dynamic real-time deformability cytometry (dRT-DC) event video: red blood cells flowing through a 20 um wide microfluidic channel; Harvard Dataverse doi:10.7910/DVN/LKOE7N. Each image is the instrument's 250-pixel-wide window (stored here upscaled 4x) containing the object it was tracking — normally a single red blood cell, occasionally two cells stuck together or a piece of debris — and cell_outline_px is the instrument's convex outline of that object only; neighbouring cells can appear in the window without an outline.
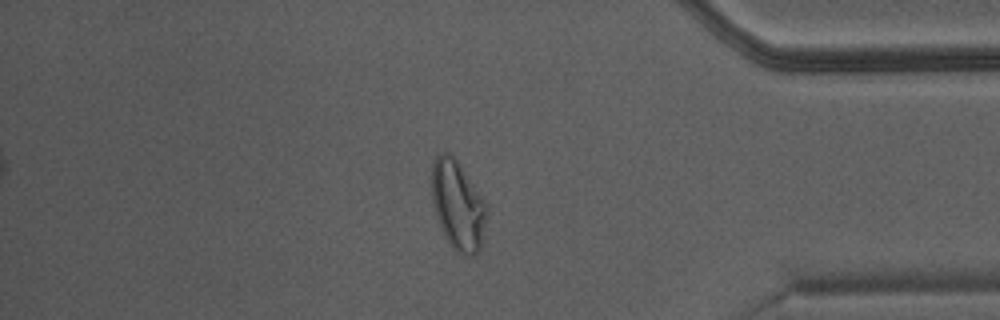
{"species": "Egyptian fruit bat (a non-hibernating species)", "species_latin": "Rousettus aegyptiacus", "temperature_condition": "warm", "stored_images_in_passage": 46, "camera_frame_rate_fps": 3000, "um_per_image_px": 0.085, "animal": {"sex": "male"}, "frame": {"image": 1, "passage_image": 40, "time_ms": 13.0, "image_size_px": [1000, 320], "cell_outline_px": [[488, 212], [480, 252], [472, 256], [468, 256], [456, 252], [452, 248], [444, 236], [436, 216], [432, 200], [432, 164], [436, 156], [440, 152], [448, 152], [460, 164], [488, 208]], "centroid_in_image_um": [38.92, 17.49], "position_along_channel_um": 396.3, "area_um2": 28.61}}